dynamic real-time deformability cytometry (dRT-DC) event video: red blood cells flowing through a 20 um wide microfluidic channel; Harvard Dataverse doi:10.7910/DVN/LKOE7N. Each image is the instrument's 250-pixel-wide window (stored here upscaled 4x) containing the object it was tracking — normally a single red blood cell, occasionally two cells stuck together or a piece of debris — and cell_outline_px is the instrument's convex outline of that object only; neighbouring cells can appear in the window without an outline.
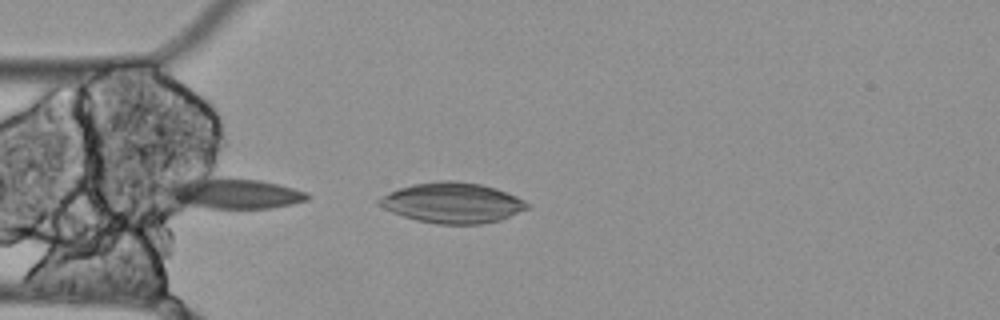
{"species": "Egyptian fruit bat (a non-hibernating species)", "species_latin": "Rousettus aegyptiacus", "temperature_condition": "cold", "stored_images_in_passage": 10, "camera_frame_rate_fps": 3000, "um_per_image_px": 0.085, "animal": {"sex": "female"}, "frame": {"image": 1, "passage_image": 1, "time_ms": 0.0, "image_size_px": [1000, 320], "cell_outline_px": [[528, 208], [500, 220], [480, 224], [436, 224], [416, 220], [392, 212], [384, 208], [376, 200], [388, 192], [412, 184], [440, 180], [452, 180], [480, 184], [496, 188], [516, 196], [524, 200], [528, 204]], "centroid_in_image_um": [38.44, 17.23], "position_along_channel_um": 46.6, "area_um2": 34.68}}
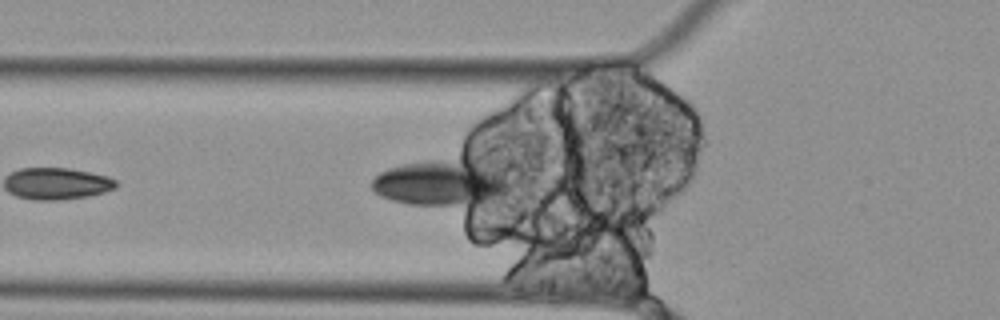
{"frame": {"image": 2, "passage_image": 5, "time_ms": 1.333, "image_size_px": [1000, 320], "cell_outline_px": [[508, 188], [504, 192], [472, 208], [408, 204], [392, 200], [380, 196], [372, 188], [372, 180], [380, 172], [388, 168], [404, 164], [428, 160], [464, 156], [476, 156], [504, 176], [508, 180]], "centroid_in_image_um": [37.53, 15.52], "position_along_channel_um": 88.3, "area_um2": 37.97}}